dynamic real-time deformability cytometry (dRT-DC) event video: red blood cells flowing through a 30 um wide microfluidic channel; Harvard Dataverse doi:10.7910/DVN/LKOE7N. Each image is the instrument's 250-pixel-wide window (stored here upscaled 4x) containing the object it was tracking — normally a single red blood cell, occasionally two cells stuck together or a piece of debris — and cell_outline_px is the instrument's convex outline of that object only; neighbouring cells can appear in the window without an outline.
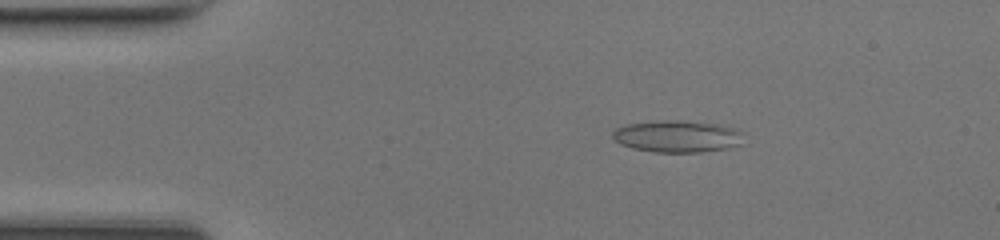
{"species": "common noctule bat (a hibernating species)", "species_latin": "Nyctalus noctula", "temperature_condition": "room temperature", "stored_images_in_passage": 47, "segment_of_instrument_passage": [1, 2], "camera_frame_rate_fps": 3000, "um_per_image_px": 0.085, "animal": {"sex": "female", "body_mass_g": 17.0, "forearm_length_mm": 48.0}, "frame": {"image": 1, "passage_image": 8, "time_ms": 2.333, "image_size_px": [1000, 240], "cell_outline_px": [[744, 132], [740, 144], [728, 148], [700, 152], [656, 152], [632, 148], [620, 144], [612, 136], [612, 132], [616, 128], [628, 124], [660, 120], [680, 120], [720, 124], [736, 128]], "centroid_in_image_um": [57.6, 11.58], "position_along_channel_um": 27.4, "area_um2": 24.51}}
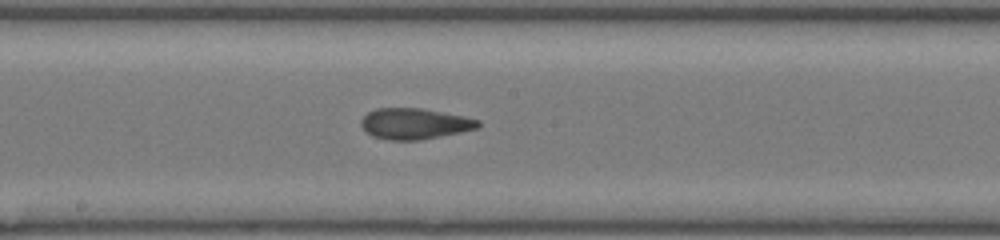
{"frame": {"image": 2, "passage_image": 25, "time_ms": 8.0, "image_size_px": [1000, 240], "cell_outline_px": [[480, 124], [476, 128], [460, 132], [420, 140], [388, 140], [372, 136], [360, 124], [360, 120], [368, 112], [376, 108], [420, 108], [464, 116], [480, 120]], "centroid_in_image_um": [35.22, 10.51], "position_along_channel_um": 213.0, "area_um2": 20.92}}
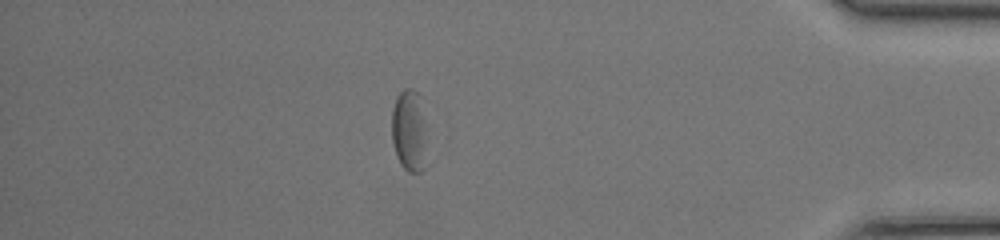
{"frame": {"image": 3, "passage_image": 41, "time_ms": 13.333, "image_size_px": [1000, 240], "cell_outline_px": [[424, 172], [408, 172], [400, 164], [396, 156], [392, 140], [392, 108], [396, 96], [404, 88], [412, 88], [420, 96], [424, 144]], "centroid_in_image_um": [34.72, 11.11], "position_along_channel_um": 400.5, "area_um2": 16.36}}